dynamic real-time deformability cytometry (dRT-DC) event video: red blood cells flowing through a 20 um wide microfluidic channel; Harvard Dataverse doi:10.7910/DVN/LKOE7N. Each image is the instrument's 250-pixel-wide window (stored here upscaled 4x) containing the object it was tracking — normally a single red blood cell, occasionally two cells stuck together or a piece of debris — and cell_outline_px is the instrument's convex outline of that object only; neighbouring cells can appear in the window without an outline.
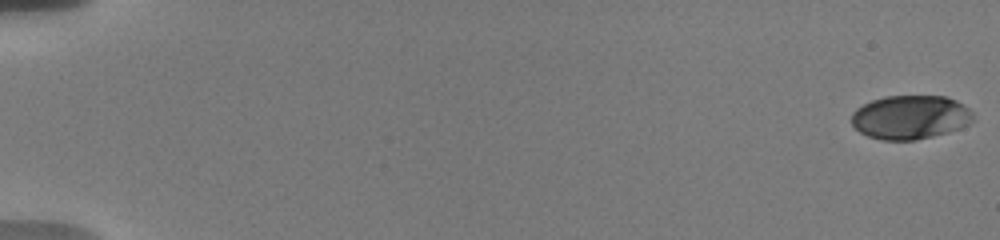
{"species": "human", "species_latin": "Homo sapiens", "temperature_condition": "warm", "stored_images_in_passage": 22, "camera_frame_rate_fps": 3000, "um_per_image_px": 0.085, "donor": {"sex": "male"}, "frame": {"image": 1, "passage_image": 1, "time_ms": 0.0, "image_size_px": [1000, 240], "cell_outline_px": [[976, 120], [960, 128], [948, 132], [916, 140], [880, 140], [868, 136], [860, 132], [852, 124], [852, 112], [856, 108], [872, 100], [884, 96], [944, 96], [956, 100], [968, 108], [972, 112]], "centroid_in_image_um": [77.38, 9.96], "position_along_channel_um": 7.6, "area_um2": 31.21}}
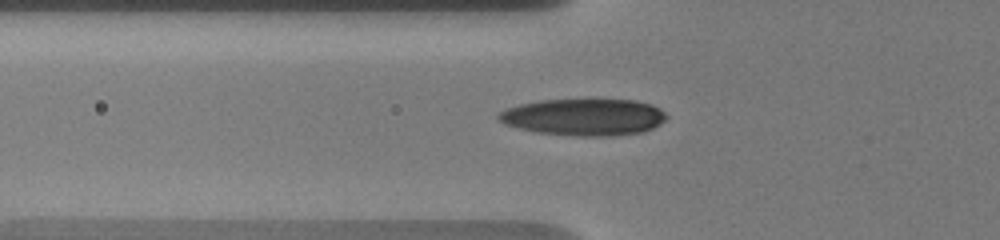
{"frame": {"image": 2, "passage_image": 19, "time_ms": 7.0, "image_size_px": [1000, 240], "cell_outline_px": [[668, 116], [660, 124], [644, 132], [612, 136], [580, 136], [536, 132], [504, 124], [496, 120], [496, 116], [500, 112], [508, 108], [520, 104], [540, 100], [584, 96], [636, 100], [652, 104], [660, 108]], "centroid_in_image_um": [49.65, 9.9], "position_along_channel_um": 76.1, "area_um2": 37.45}}
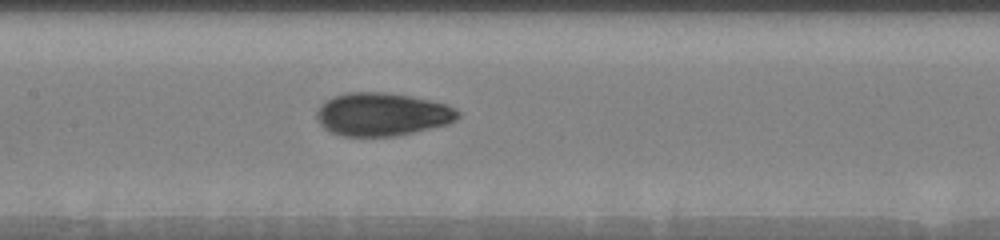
{"frame": {"image": 3, "passage_image": 22, "time_ms": 9.667, "image_size_px": [1000, 240], "cell_outline_px": [[460, 116], [456, 120], [448, 124], [396, 136], [344, 136], [328, 132], [320, 124], [316, 116], [316, 112], [320, 104], [324, 100], [332, 96], [348, 92], [384, 92], [412, 96], [448, 104], [460, 112]], "centroid_in_image_um": [32.46, 9.71], "position_along_channel_um": 174.9, "area_um2": 35.84}}